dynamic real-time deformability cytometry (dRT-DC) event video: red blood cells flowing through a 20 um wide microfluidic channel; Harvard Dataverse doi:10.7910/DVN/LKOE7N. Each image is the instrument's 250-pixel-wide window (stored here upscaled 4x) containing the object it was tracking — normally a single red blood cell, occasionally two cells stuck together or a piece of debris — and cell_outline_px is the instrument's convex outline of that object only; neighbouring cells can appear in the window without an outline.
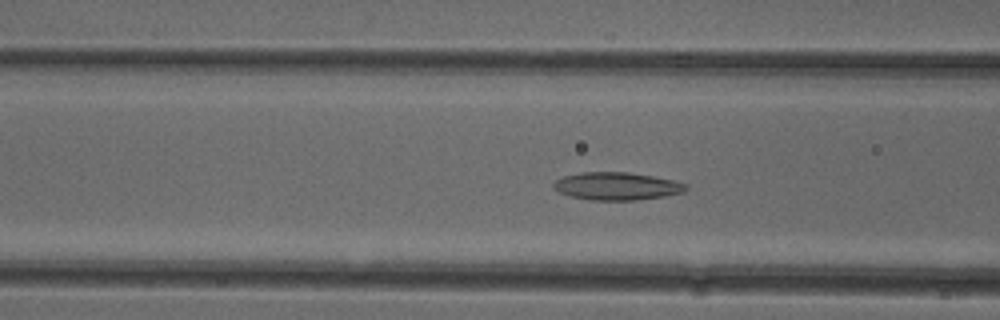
{"species": "common noctule bat (a hibernating species)", "species_latin": "Nyctalus noctula", "temperature_condition": "cold", "stored_images_in_passage": 38, "camera_frame_rate_fps": 3000, "um_per_image_px": 0.085, "animal": {"sex": "female"}, "frame": {"image": 1, "passage_image": 6, "time_ms": 1.667, "image_size_px": [1000, 320], "cell_outline_px": [[688, 188], [684, 192], [664, 196], [636, 200], [592, 200], [572, 196], [560, 192], [552, 188], [552, 184], [556, 180], [564, 176], [580, 172], [628, 172], [652, 176], [672, 180], [688, 184]], "centroid_in_image_um": [52.43, 15.82], "position_along_channel_um": 114.2, "area_um2": 21.33}}
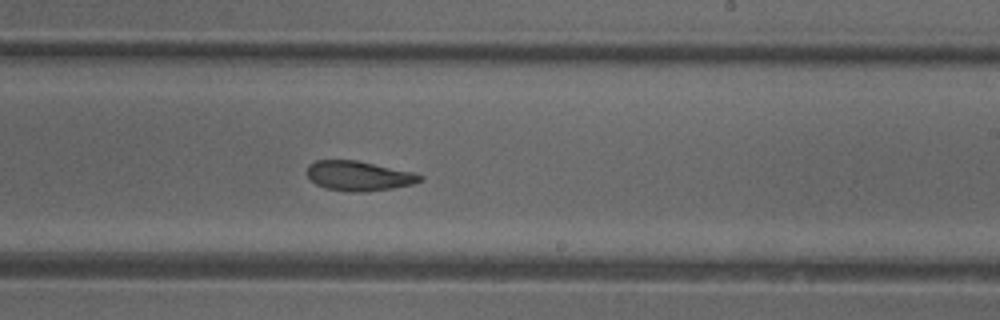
{"frame": {"image": 2, "passage_image": 17, "time_ms": 5.333, "image_size_px": [1000, 320], "cell_outline_px": [[424, 180], [412, 184], [392, 188], [364, 192], [348, 192], [324, 188], [316, 184], [308, 176], [308, 164], [316, 160], [356, 160], [412, 172], [424, 176]], "centroid_in_image_um": [30.49, 14.95], "position_along_channel_um": 258.5, "area_um2": 19.54}}
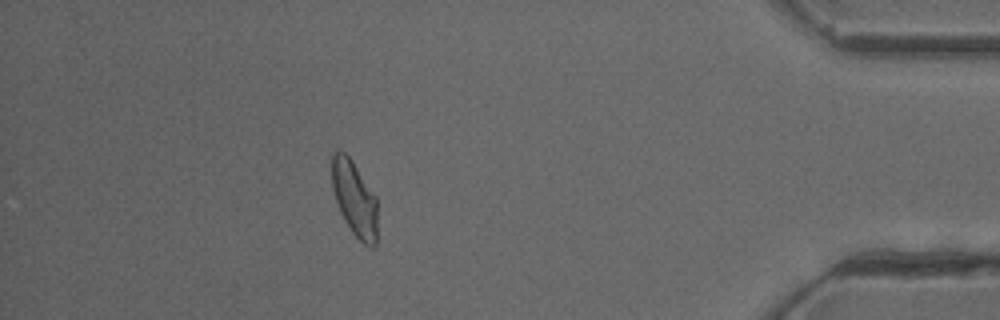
{"frame": {"image": 3, "passage_image": 32, "time_ms": 10.333, "image_size_px": [1000, 320], "cell_outline_px": [[376, 244], [372, 248], [368, 248], [352, 232], [344, 220], [340, 212], [332, 188], [328, 156], [332, 152], [344, 152], [352, 160], [376, 196]], "centroid_in_image_um": [30.08, 16.82], "position_along_channel_um": 405.1, "area_um2": 20.35}, "authors_computed_cell_mechanics": {"area_um2": 20.3456, "velocity_mm_per_s": 3.9436, "shape_relaxation_time_tau1_ms": null, "shape_relaxation_time_tau2_ms": 2.5955, "deformation_change_tau1": null, "deformation_change_tau2": 0.0969}}